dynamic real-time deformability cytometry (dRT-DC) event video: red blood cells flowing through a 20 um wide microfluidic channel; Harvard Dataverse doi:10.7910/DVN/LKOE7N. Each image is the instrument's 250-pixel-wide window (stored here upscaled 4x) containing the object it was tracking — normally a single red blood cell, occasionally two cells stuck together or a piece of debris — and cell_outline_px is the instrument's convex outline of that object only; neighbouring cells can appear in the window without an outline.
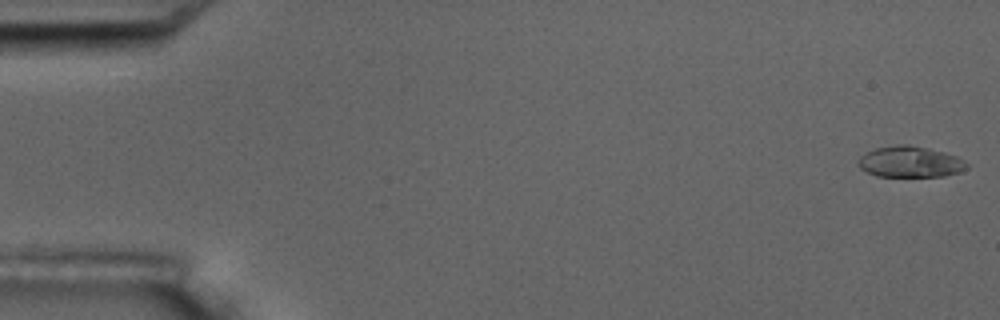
{"species": "common noctule bat (a hibernating species)", "species_latin": "Nyctalus noctula", "temperature_condition": "room temperature", "stored_images_in_passage": 11, "camera_frame_rate_fps": 3000, "um_per_image_px": 0.085, "animal": {"sex": "male", "body_mass_g": 17.5, "forearm_length_mm": 52.3}, "frame": {"image": 1, "passage_image": 1, "time_ms": 0.0, "image_size_px": [1000, 320], "cell_outline_px": [[968, 168], [960, 172], [944, 176], [876, 176], [860, 168], [856, 164], [860, 156], [876, 148], [896, 144], [908, 144], [928, 148], [944, 152], [956, 156], [964, 160], [968, 164]], "centroid_in_image_um": [77.37, 13.75], "position_along_channel_um": 7.6, "area_um2": 19.71}}
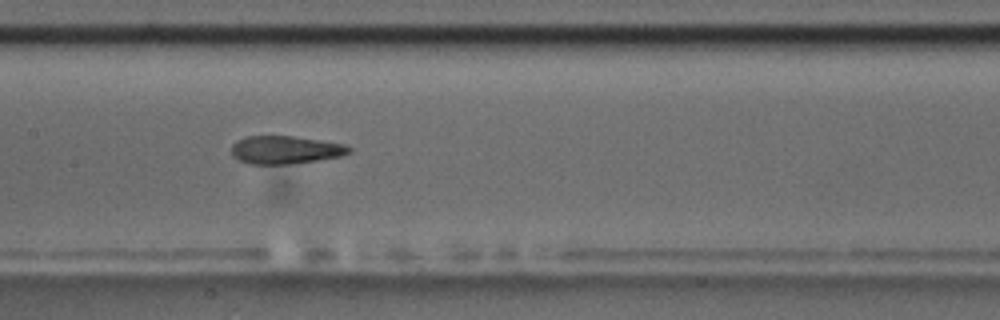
{"frame": {"image": 2, "passage_image": 8, "time_ms": 8.667, "image_size_px": [1000, 320], "cell_outline_px": [[352, 152], [340, 156], [316, 160], [288, 164], [248, 164], [232, 156], [232, 144], [236, 140], [248, 136], [292, 136], [344, 144], [352, 148]], "centroid_in_image_um": [24.23, 12.74], "position_along_channel_um": 183.2, "area_um2": 19.07}}
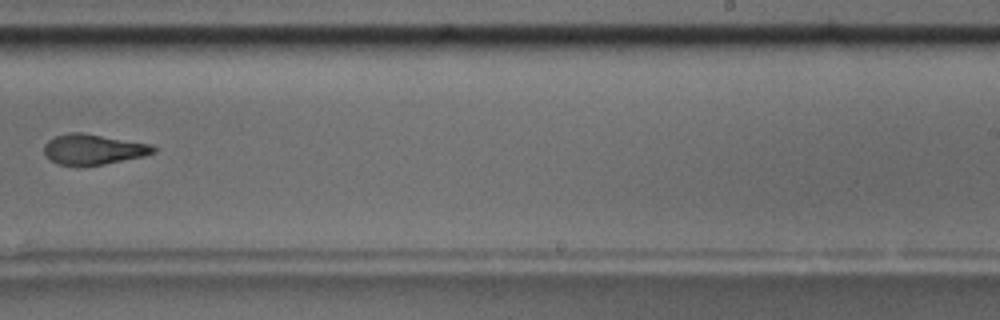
{"frame": {"image": 3, "passage_image": 10, "time_ms": 11.333, "image_size_px": [1000, 320], "cell_outline_px": [[156, 152], [144, 156], [104, 164], [56, 164], [44, 156], [44, 144], [48, 140], [56, 136], [68, 132], [84, 132], [152, 144], [156, 148]], "centroid_in_image_um": [7.93, 12.67], "position_along_channel_um": 281.1, "area_um2": 19.36}}